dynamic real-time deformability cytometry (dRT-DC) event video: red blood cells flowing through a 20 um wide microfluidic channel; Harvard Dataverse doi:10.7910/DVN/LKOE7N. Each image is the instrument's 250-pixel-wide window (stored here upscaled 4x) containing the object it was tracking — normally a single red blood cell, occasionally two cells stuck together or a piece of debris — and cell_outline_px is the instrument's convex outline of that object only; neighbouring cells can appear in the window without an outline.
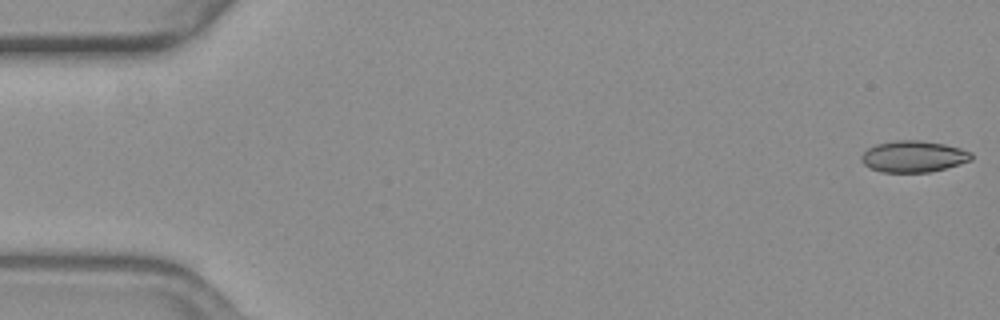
{"species": "common noctule bat (a hibernating species)", "species_latin": "Nyctalus noctula", "temperature_condition": "warm", "stored_images_in_passage": 56, "camera_frame_rate_fps": 3000, "um_per_image_px": 0.085, "animal": {"sex": "female", "body_mass_g": 19.3, "forearm_length_mm": 54.1}, "frame": {"image": 1, "passage_image": 1, "time_ms": 0.0, "image_size_px": [1000, 320], "cell_outline_px": [[972, 160], [960, 164], [928, 172], [884, 172], [872, 168], [864, 164], [860, 156], [868, 148], [876, 144], [896, 140], [920, 140], [944, 144], [960, 148], [972, 152]], "centroid_in_image_um": [77.66, 13.29], "position_along_channel_um": 7.3, "area_um2": 20.0}}
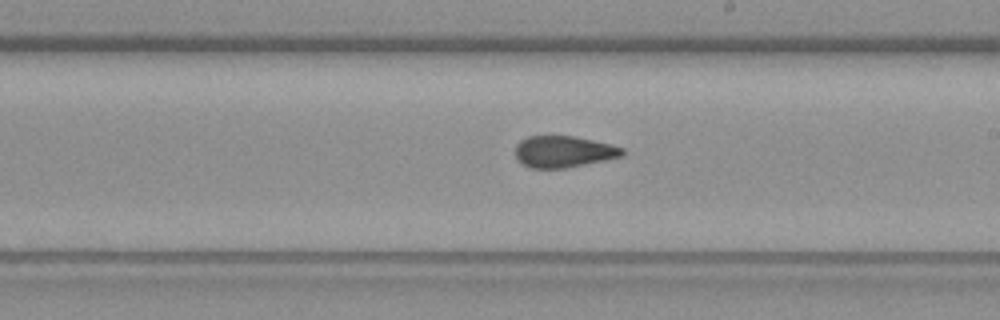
{"frame": {"image": 2, "passage_image": 32, "time_ms": 10.333, "image_size_px": [1000, 320], "cell_outline_px": [[624, 156], [564, 168], [532, 168], [520, 164], [516, 156], [516, 144], [520, 140], [528, 136], [576, 136], [624, 148]], "centroid_in_image_um": [47.87, 12.89], "position_along_channel_um": 241.1, "area_um2": 19.59}}
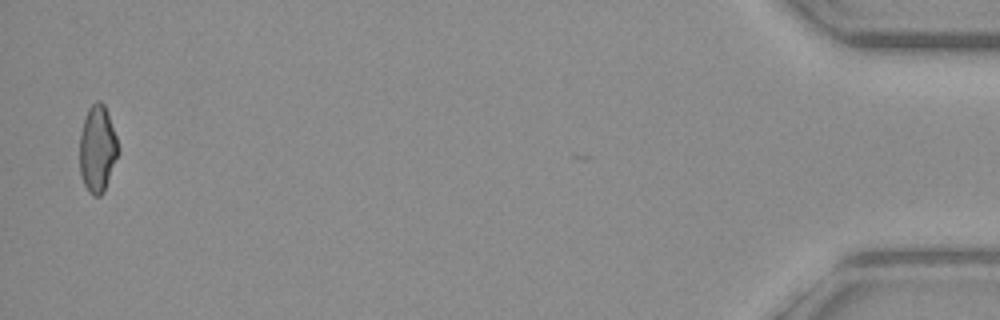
{"frame": {"image": 3, "passage_image": 55, "time_ms": 18.0, "image_size_px": [1000, 320], "cell_outline_px": [[120, 152], [104, 192], [100, 196], [92, 196], [88, 192], [84, 184], [80, 172], [80, 132], [88, 108], [96, 100], [100, 100], [104, 104], [116, 136], [120, 148]], "centroid_in_image_um": [8.3, 12.68], "position_along_channel_um": 426.9, "area_um2": 19.71}, "authors_computed_cell_mechanics": {"area_um2": 20.4323, "velocity_mm_per_s": 3.6751, "shape_relaxation_time_tau1_ms": null, "shape_relaxation_time_tau2_ms": 1.6201, "deformation_change_tau1": null, "deformation_change_tau2": 0.0749}}